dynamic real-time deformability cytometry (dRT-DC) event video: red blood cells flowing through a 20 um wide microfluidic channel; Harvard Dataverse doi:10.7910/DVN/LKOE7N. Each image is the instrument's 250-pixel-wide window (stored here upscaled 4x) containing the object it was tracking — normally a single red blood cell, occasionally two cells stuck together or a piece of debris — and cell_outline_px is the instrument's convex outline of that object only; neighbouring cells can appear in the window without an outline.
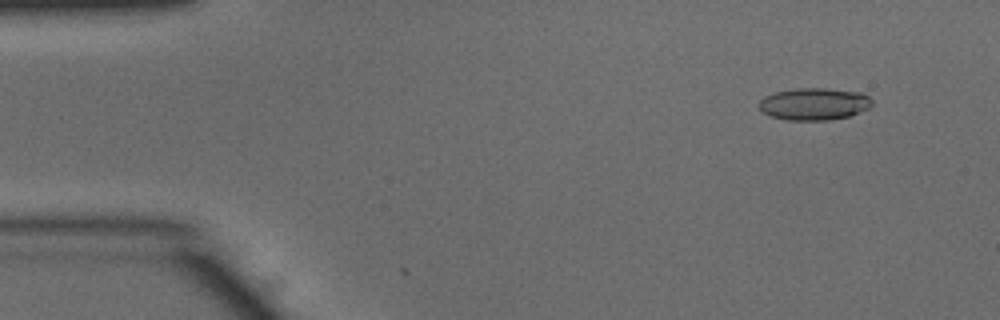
{"species": "common noctule bat (a hibernating species)", "species_latin": "Nyctalus noctula", "temperature_condition": "warm", "stored_images_in_passage": 5, "camera_frame_rate_fps": 3000, "um_per_image_px": 0.085, "animal": {"sex": "male", "body_mass_g": 15.6}, "frame": {"image": 1, "passage_image": 5, "time_ms": 1.333, "image_size_px": [1000, 320], "cell_outline_px": [[872, 104], [868, 108], [848, 116], [828, 120], [788, 120], [772, 116], [764, 112], [760, 108], [760, 100], [764, 96], [776, 92], [796, 88], [824, 88], [864, 92], [872, 100]], "centroid_in_image_um": [69.23, 8.82], "position_along_channel_um": 15.8, "area_um2": 21.04}}